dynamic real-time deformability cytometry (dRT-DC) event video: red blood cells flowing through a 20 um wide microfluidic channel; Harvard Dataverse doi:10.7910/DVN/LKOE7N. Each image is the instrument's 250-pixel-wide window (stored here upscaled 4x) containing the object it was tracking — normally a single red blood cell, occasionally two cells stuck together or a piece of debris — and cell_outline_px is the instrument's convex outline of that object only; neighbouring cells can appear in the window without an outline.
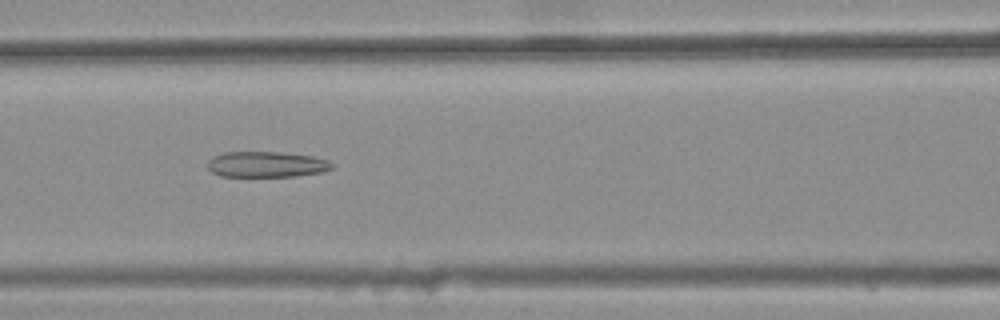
{"species": "common noctule bat (a hibernating species)", "species_latin": "Nyctalus noctula", "temperature_condition": "warm", "stored_images_in_passage": 35, "camera_frame_rate_fps": 3000, "um_per_image_px": 0.085, "animal": {"sex": "female", "body_mass_g": 25.1}, "frame": {"image": 1, "passage_image": 12, "time_ms": 3.667, "image_size_px": [1000, 320], "cell_outline_px": [[336, 168], [320, 172], [296, 176], [220, 176], [212, 172], [208, 168], [208, 160], [224, 152], [280, 152], [312, 156], [328, 160], [336, 164]], "centroid_in_image_um": [22.71, 13.97], "position_along_channel_um": 143.9, "area_um2": 18.67}}
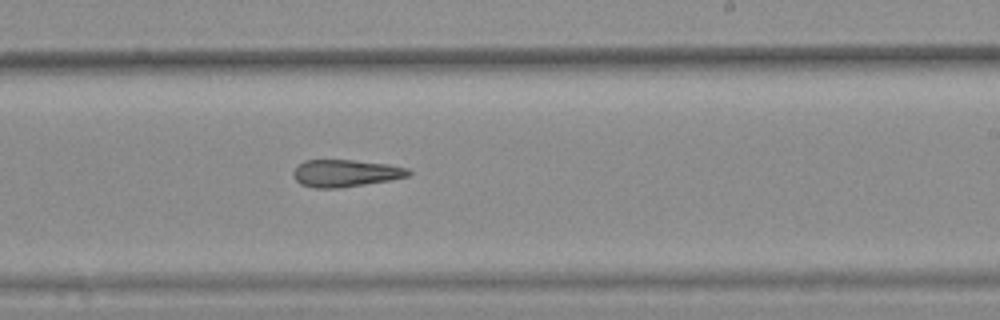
{"frame": {"image": 2, "passage_image": 21, "time_ms": 6.667, "image_size_px": [1000, 320], "cell_outline_px": [[412, 172], [408, 176], [388, 180], [340, 188], [316, 188], [300, 184], [292, 176], [292, 172], [304, 160], [352, 160], [388, 164], [408, 168]], "centroid_in_image_um": [29.35, 14.72], "position_along_channel_um": 259.7, "area_um2": 18.15}}
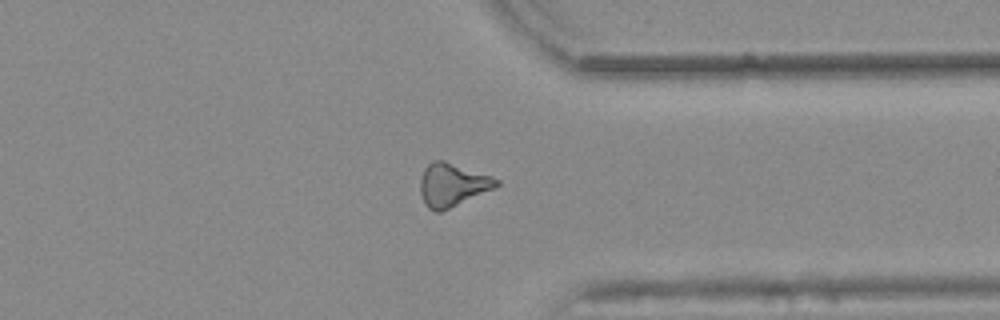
{"frame": {"image": 3, "passage_image": 30, "time_ms": 9.667, "image_size_px": [1000, 320], "cell_outline_px": [[500, 184], [496, 188], [440, 212], [436, 212], [428, 208], [424, 204], [420, 192], [420, 180], [424, 168], [432, 160], [444, 160], [492, 176], [500, 180]], "centroid_in_image_um": [38.45, 15.71], "position_along_channel_um": 372.9, "area_um2": 19.31}}